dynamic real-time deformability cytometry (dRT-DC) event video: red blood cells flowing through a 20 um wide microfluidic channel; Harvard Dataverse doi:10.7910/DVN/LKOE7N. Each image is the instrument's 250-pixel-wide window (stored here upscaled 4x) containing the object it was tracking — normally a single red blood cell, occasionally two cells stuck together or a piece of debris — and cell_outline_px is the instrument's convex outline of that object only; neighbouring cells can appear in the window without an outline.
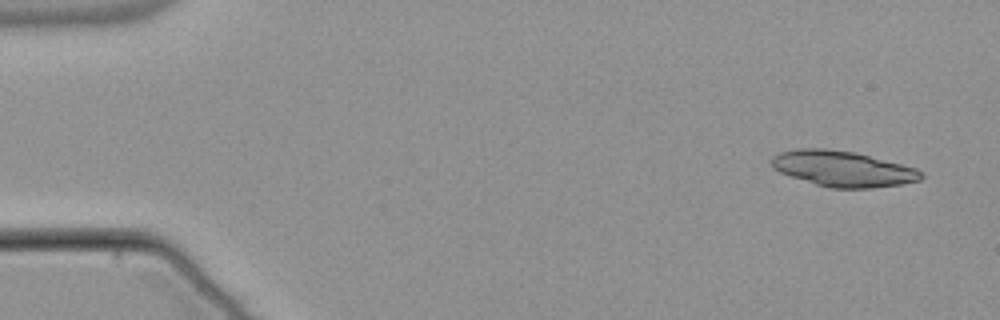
{"species": "common noctule bat (a hibernating species)", "species_latin": "Nyctalus noctula", "temperature_condition": "warm", "stored_images_in_passage": 19, "camera_frame_rate_fps": 3000, "um_per_image_px": 0.085, "animal": {"sex": "male", "body_mass_g": 21.5, "forearm_length_mm": 52.0}, "frame": {"image": 1, "passage_image": 3, "time_ms": 0.667, "image_size_px": [1000, 320], "cell_outline_px": [[924, 176], [920, 180], [900, 184], [872, 188], [832, 188], [816, 184], [780, 172], [772, 168], [772, 156], [780, 152], [796, 148], [824, 148], [856, 152], [916, 168], [924, 172]], "centroid_in_image_um": [71.65, 14.33], "position_along_channel_um": 13.3, "area_um2": 30.98}}